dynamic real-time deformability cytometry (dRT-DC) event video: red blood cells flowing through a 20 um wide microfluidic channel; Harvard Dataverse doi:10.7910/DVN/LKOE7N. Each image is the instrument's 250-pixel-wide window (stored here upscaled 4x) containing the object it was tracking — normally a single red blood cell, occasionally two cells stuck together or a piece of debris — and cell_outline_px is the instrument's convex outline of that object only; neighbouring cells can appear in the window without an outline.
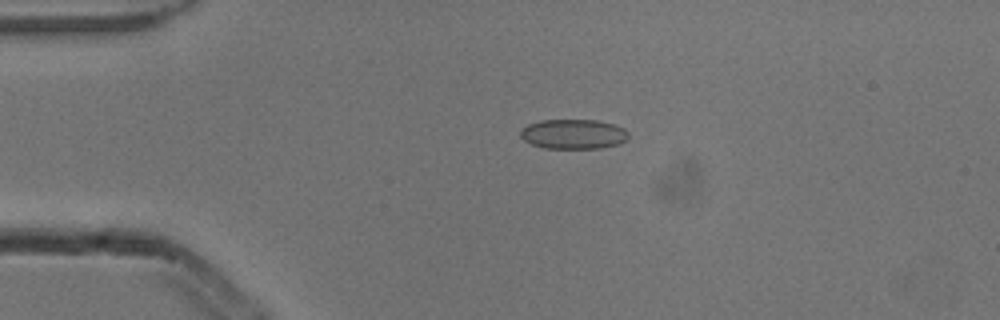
{"species": "common noctule bat (a hibernating species)", "species_latin": "Nyctalus noctula", "temperature_condition": "cold", "stored_images_in_passage": 5, "camera_frame_rate_fps": 3000, "um_per_image_px": 0.085, "animal": {"sex": "male", "body_mass_g": 13.3}, "frame": {"image": 1, "passage_image": 3, "time_ms": 0.667, "image_size_px": [1000, 320], "cell_outline_px": [[628, 136], [624, 140], [616, 144], [600, 148], [544, 148], [532, 144], [524, 140], [520, 136], [520, 128], [528, 124], [540, 120], [596, 120], [612, 124], [624, 128], [628, 132]], "centroid_in_image_um": [48.69, 11.39], "position_along_channel_um": 36.3, "area_um2": 18.61}}
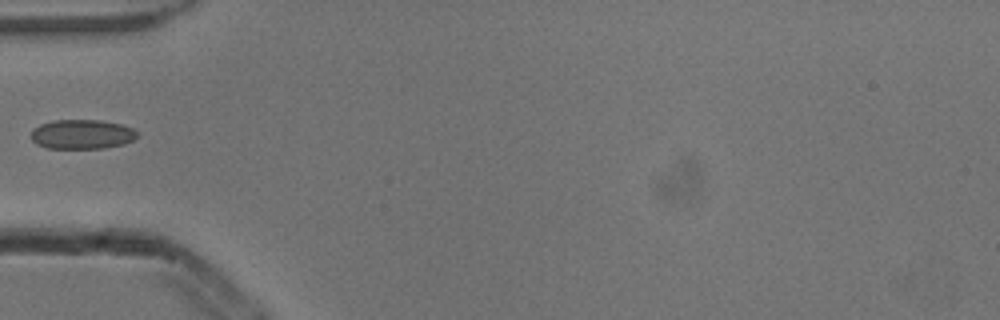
{"frame": {"image": 2, "passage_image": 4, "time_ms": 1.0, "image_size_px": [1000, 320], "cell_outline_px": [[136, 136], [132, 140], [124, 144], [104, 148], [48, 148], [36, 144], [32, 140], [32, 132], [40, 124], [52, 120], [100, 120], [120, 124], [132, 128], [136, 132]], "centroid_in_image_um": [6.96, 11.41], "position_along_channel_um": 78.0, "area_um2": 18.03}}
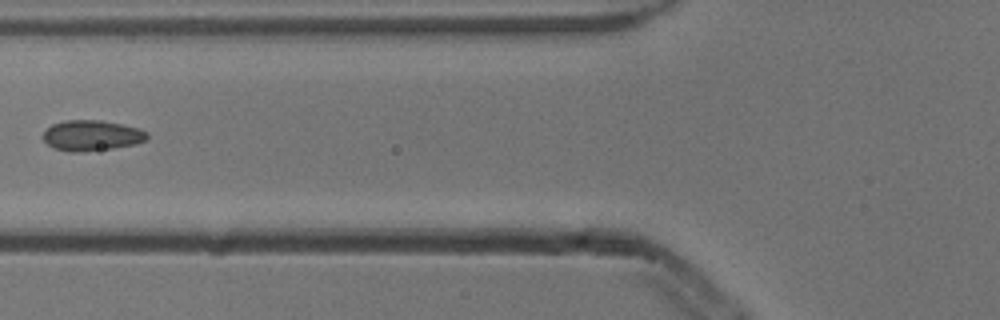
{"frame": {"image": 3, "passage_image": 5, "time_ms": 1.333, "image_size_px": [1000, 320], "cell_outline_px": [[148, 140], [136, 144], [112, 148], [76, 152], [68, 152], [56, 148], [48, 144], [44, 140], [44, 132], [52, 124], [64, 120], [100, 120], [124, 124], [140, 128], [148, 132]], "centroid_in_image_um": [7.85, 11.5], "position_along_channel_um": 117.9, "area_um2": 18.55}}